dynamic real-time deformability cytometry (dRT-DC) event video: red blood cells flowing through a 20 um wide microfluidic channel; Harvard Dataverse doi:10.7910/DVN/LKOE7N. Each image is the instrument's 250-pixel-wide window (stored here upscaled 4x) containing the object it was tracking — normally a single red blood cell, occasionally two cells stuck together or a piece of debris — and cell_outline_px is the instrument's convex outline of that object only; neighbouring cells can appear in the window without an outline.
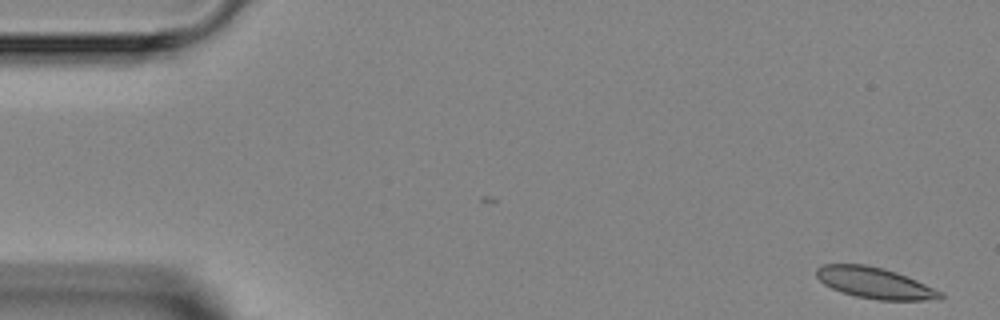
{"species": "Egyptian fruit bat (a non-hibernating species)", "species_latin": "Rousettus aegyptiacus", "temperature_condition": "room temperature", "stored_images_in_passage": 4, "camera_frame_rate_fps": 3000, "um_per_image_px": 0.085, "animal": {"sex": "female"}, "frame": {"image": 1, "passage_image": 1, "time_ms": 0.0, "image_size_px": [1000, 320], "cell_outline_px": [[944, 296], [940, 300], [880, 300], [856, 296], [840, 292], [824, 284], [816, 276], [816, 268], [824, 264], [864, 264], [884, 268], [896, 272], [916, 280], [944, 292]], "centroid_in_image_um": [74.38, 24.05], "position_along_channel_um": 10.6, "area_um2": 22.54}}
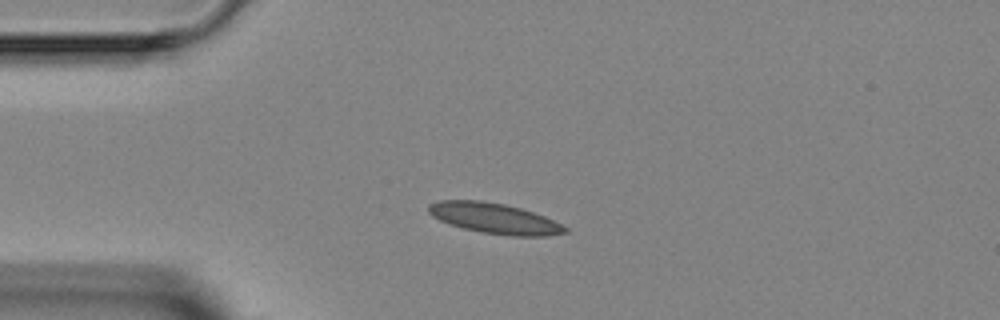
{"frame": {"image": 2, "passage_image": 4, "time_ms": 3.333, "image_size_px": [1000, 320], "cell_outline_px": [[568, 232], [548, 236], [512, 236], [480, 232], [448, 224], [432, 216], [428, 212], [428, 204], [440, 200], [480, 200], [504, 204], [520, 208], [544, 216], [568, 228]], "centroid_in_image_um": [42.01, 18.56], "position_along_channel_um": 43.0, "area_um2": 24.22}}